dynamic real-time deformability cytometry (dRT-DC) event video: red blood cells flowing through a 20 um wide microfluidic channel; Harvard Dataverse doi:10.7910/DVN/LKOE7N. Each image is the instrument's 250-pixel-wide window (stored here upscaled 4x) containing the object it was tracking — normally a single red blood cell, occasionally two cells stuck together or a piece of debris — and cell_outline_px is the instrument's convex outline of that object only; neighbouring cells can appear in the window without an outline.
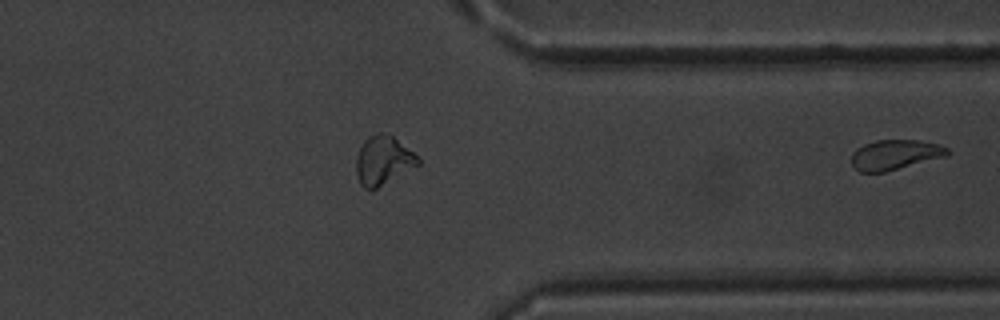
{"species": "common noctule bat (a hibernating species)", "species_latin": "Nyctalus noctula", "temperature_condition": "warm", "stored_images_in_passage": 29, "segment_of_instrument_passage": [2, 2], "camera_frame_rate_fps": 3000, "um_per_image_px": 0.085, "animal": {"sex": "male", "body_mass_g": 20.1, "forearm_length_mm": 53.5}, "frame": {"image": 1, "passage_image": 29, "time_ms": 9.333, "image_size_px": [1000, 320], "cell_outline_px": [[952, 152], [948, 156], [884, 172], [860, 172], [852, 164], [852, 152], [856, 148], [864, 144], [876, 140], [920, 140], [940, 144], [948, 148]], "centroid_in_image_um": [76.13, 13.14], "position_along_channel_um": 335.3, "area_um2": 16.94}}